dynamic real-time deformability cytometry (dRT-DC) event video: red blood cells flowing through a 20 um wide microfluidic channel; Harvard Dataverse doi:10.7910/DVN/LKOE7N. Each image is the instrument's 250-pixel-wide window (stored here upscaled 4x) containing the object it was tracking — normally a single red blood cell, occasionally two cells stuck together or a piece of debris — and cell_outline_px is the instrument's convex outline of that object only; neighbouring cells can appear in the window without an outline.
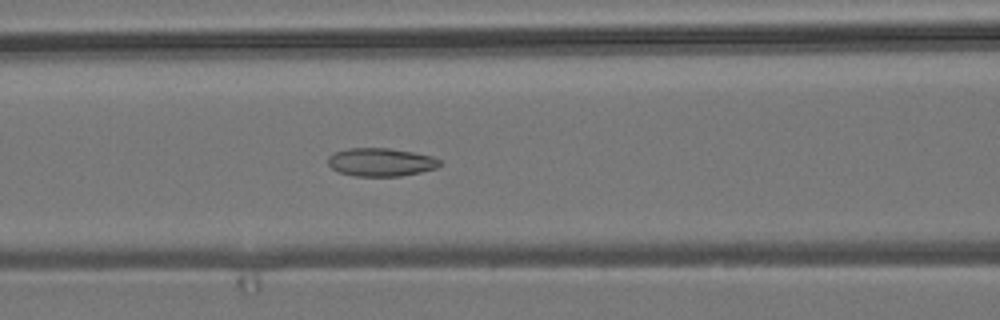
{"species": "common noctule bat (a hibernating species)", "species_latin": "Nyctalus noctula", "temperature_condition": "room temperature", "stored_images_in_passage": 54, "camera_frame_rate_fps": 3000, "um_per_image_px": 0.085, "animal": {"sex": "male", "body_mass_g": 19.2, "forearm_length_mm": 51.8}, "frame": {"image": 1, "passage_image": 23, "time_ms": 7.333, "image_size_px": [1000, 320], "cell_outline_px": [[440, 164], [436, 168], [420, 172], [400, 176], [356, 176], [340, 172], [332, 168], [328, 164], [328, 156], [336, 152], [348, 148], [388, 148], [412, 152], [432, 156], [440, 160]], "centroid_in_image_um": [32.36, 13.78], "position_along_channel_um": 134.2, "area_um2": 18.21}}
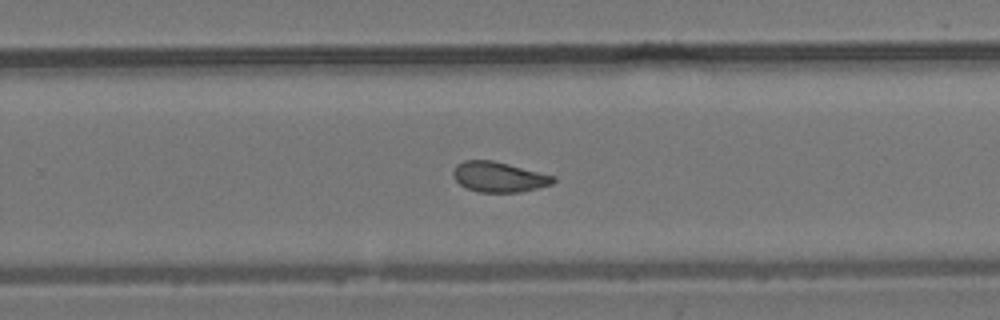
{"frame": {"image": 2, "passage_image": 35, "time_ms": 11.333, "image_size_px": [1000, 320], "cell_outline_px": [[556, 180], [552, 184], [520, 192], [480, 192], [468, 188], [460, 184], [452, 176], [452, 172], [456, 164], [464, 160], [492, 160], [556, 176]], "centroid_in_image_um": [42.39, 15.03], "position_along_channel_um": 287.4, "area_um2": 17.57}}
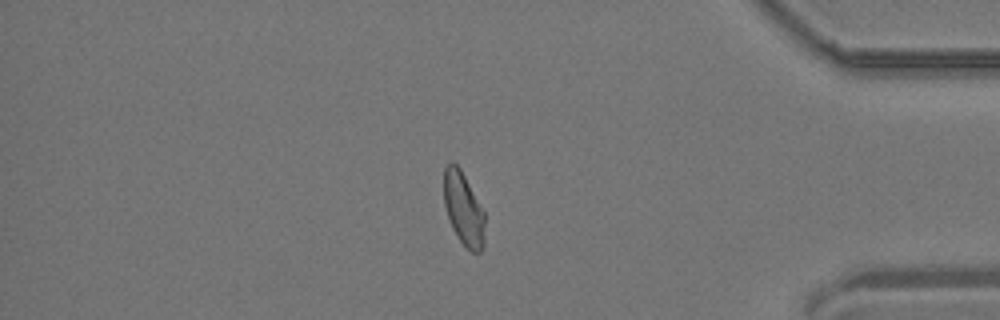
{"frame": {"image": 3, "passage_image": 46, "time_ms": 15.0, "image_size_px": [1000, 320], "cell_outline_px": [[484, 248], [480, 252], [472, 252], [460, 240], [452, 228], [444, 204], [444, 168], [452, 160], [460, 168], [484, 212]], "centroid_in_image_um": [39.39, 17.75], "position_along_channel_um": 395.8, "area_um2": 17.22}, "authors_computed_cell_mechanics": {"area_um2": 18.2937, "velocity_mm_per_s": 3.8457, "shape_relaxation_time_tau1_ms": null, "shape_relaxation_time_tau2_ms": 2.0085, "deformation_change_tau1": null, "deformation_change_tau2": 0.0594}}